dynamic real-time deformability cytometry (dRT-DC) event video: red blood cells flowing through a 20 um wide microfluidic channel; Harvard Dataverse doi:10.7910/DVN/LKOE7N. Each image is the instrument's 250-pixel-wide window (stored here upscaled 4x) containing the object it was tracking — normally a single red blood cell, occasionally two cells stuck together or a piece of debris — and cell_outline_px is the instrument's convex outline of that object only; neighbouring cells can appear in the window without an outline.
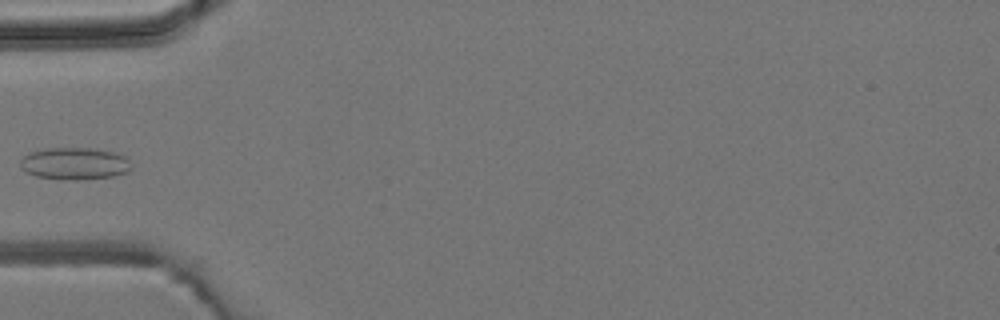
{"species": "common noctule bat (a hibernating species)", "species_latin": "Nyctalus noctula", "temperature_condition": "room temperature", "stored_images_in_passage": 5, "camera_frame_rate_fps": 3000, "um_per_image_px": 0.085, "animal": {"sex": "male", "body_mass_g": 19.2, "forearm_length_mm": 51.8}, "frame": {"image": 1, "passage_image": 4, "time_ms": 4.333, "image_size_px": [1000, 320], "cell_outline_px": [[132, 168], [128, 172], [112, 176], [76, 180], [64, 180], [36, 176], [20, 168], [20, 160], [28, 152], [48, 148], [96, 148], [116, 152], [124, 156], [132, 164]], "centroid_in_image_um": [6.35, 13.89], "position_along_channel_um": 78.6, "area_um2": 20.98}}